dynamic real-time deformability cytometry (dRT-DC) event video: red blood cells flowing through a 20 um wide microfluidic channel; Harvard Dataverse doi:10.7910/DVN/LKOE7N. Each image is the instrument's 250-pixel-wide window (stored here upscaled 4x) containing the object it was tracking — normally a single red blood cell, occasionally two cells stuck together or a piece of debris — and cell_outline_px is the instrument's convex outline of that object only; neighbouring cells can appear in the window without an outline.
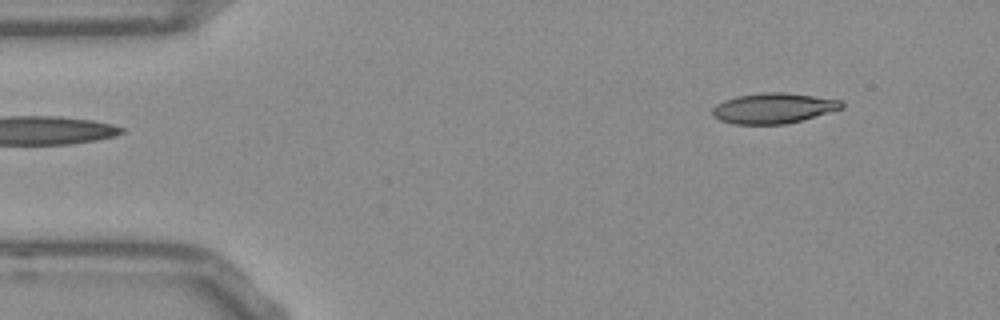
{"species": "Egyptian fruit bat (a non-hibernating species)", "species_latin": "Rousettus aegyptiacus", "temperature_condition": "room temperature", "stored_images_in_passage": 49, "camera_frame_rate_fps": 3000, "um_per_image_px": 0.085, "frame": {"image": 1, "passage_image": 1, "time_ms": 0.0, "image_size_px": [1000, 320], "cell_outline_px": [[844, 108], [800, 120], [784, 124], [732, 124], [720, 120], [712, 116], [712, 108], [716, 104], [724, 100], [740, 96], [764, 92], [784, 92], [840, 100], [844, 104]], "centroid_in_image_um": [65.71, 9.2], "position_along_channel_um": 19.3, "area_um2": 22.66}}
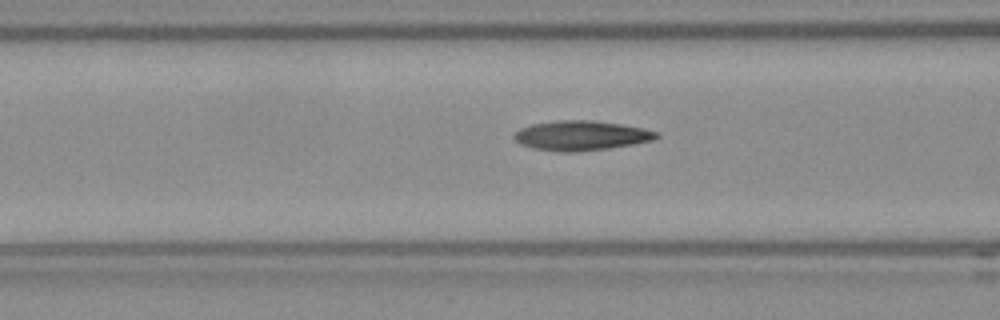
{"frame": {"image": 2, "passage_image": 15, "time_ms": 4.667, "image_size_px": [1000, 320], "cell_outline_px": [[660, 136], [652, 140], [632, 144], [608, 148], [568, 152], [532, 148], [520, 144], [512, 136], [520, 128], [532, 124], [556, 120], [592, 120], [620, 124], [644, 128], [656, 132]], "centroid_in_image_um": [49.37, 11.51], "position_along_channel_um": 117.2, "area_um2": 24.33}}
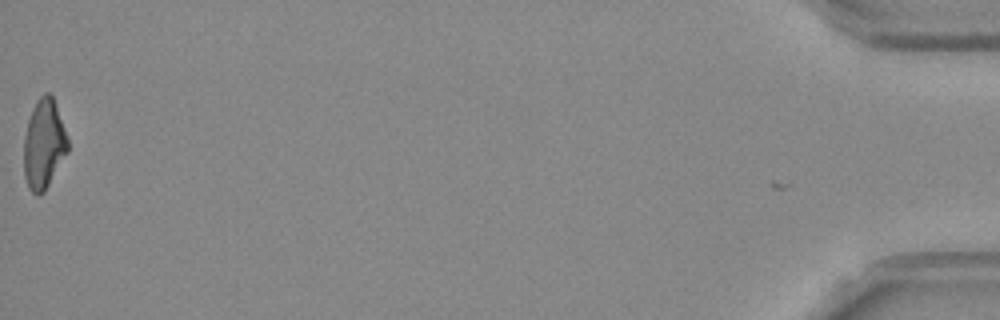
{"frame": {"image": 3, "passage_image": 48, "time_ms": 15.667, "image_size_px": [1000, 320], "cell_outline_px": [[68, 152], [44, 192], [32, 192], [28, 188], [24, 176], [24, 136], [28, 120], [32, 108], [36, 100], [44, 92], [48, 92], [52, 96], [56, 104], [68, 136]], "centroid_in_image_um": [3.73, 12.21], "position_along_channel_um": 431.5, "area_um2": 23.0}, "authors_computed_cell_mechanics": {"area_um2": 23.2934, "velocity_mm_per_s": 3.8153, "shape_relaxation_time_tau1_ms": 10.7053, "shape_relaxation_time_tau2_ms": 3.2712, "deformation_change_tau1": 0.2657, "deformation_change_tau2": 0.1246}}